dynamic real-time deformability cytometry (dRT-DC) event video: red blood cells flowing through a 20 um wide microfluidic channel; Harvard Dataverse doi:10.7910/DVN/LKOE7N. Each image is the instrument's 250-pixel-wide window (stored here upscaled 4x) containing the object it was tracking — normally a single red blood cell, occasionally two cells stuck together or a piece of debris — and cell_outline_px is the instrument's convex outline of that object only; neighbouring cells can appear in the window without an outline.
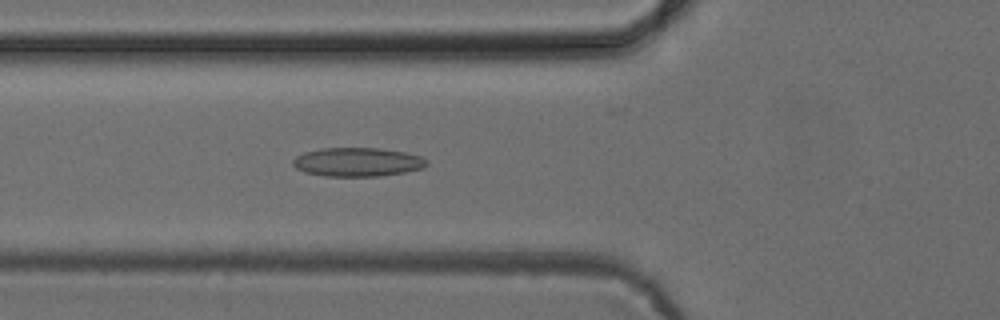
{"species": "common noctule bat (a hibernating species)", "species_latin": "Nyctalus noctula", "temperature_condition": "cold", "stored_images_in_passage": 37, "camera_frame_rate_fps": 3000, "um_per_image_px": 0.085, "animal": {"sex": "female", "body_mass_g": 24.6, "forearm_length_mm": 56.2}, "frame": {"image": 1, "passage_image": 4, "time_ms": 1.0, "image_size_px": [1000, 320], "cell_outline_px": [[428, 164], [424, 168], [404, 172], [380, 176], [324, 176], [304, 172], [296, 168], [292, 164], [292, 160], [296, 156], [304, 152], [320, 148], [380, 148], [404, 152], [420, 156], [428, 160]], "centroid_in_image_um": [30.38, 13.77], "position_along_channel_um": 95.4, "area_um2": 22.6}}
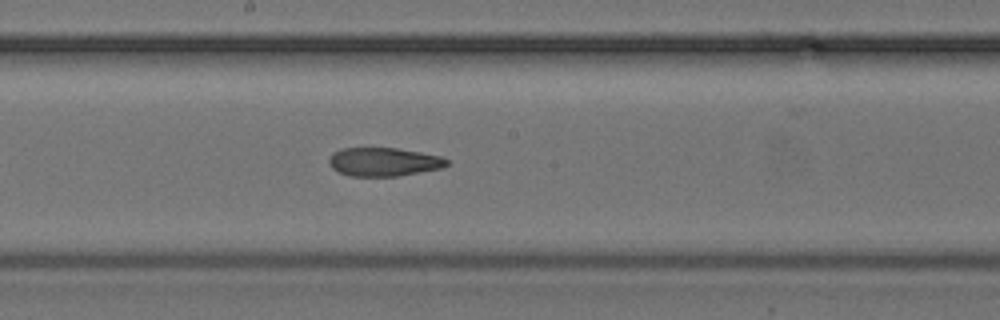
{"frame": {"image": 2, "passage_image": 13, "time_ms": 4.0, "image_size_px": [1000, 320], "cell_outline_px": [[448, 164], [444, 168], [396, 176], [348, 176], [332, 168], [328, 164], [328, 160], [332, 152], [340, 148], [396, 148], [420, 152], [440, 156], [448, 160]], "centroid_in_image_um": [32.59, 13.76], "position_along_channel_um": 215.6, "area_um2": 19.71}}
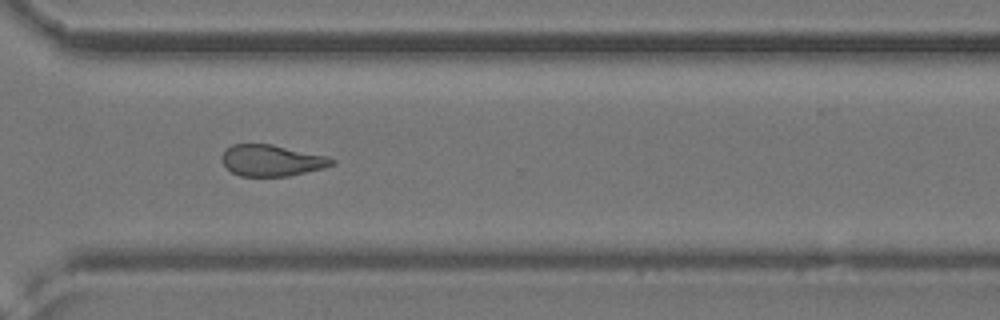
{"frame": {"image": 3, "passage_image": 23, "time_ms": 7.333, "image_size_px": [1000, 320], "cell_outline_px": [[336, 164], [324, 168], [288, 176], [240, 176], [232, 172], [220, 160], [220, 156], [232, 144], [272, 144], [328, 156], [336, 160]], "centroid_in_image_um": [23.12, 13.64], "position_along_channel_um": 347.5, "area_um2": 20.17}}